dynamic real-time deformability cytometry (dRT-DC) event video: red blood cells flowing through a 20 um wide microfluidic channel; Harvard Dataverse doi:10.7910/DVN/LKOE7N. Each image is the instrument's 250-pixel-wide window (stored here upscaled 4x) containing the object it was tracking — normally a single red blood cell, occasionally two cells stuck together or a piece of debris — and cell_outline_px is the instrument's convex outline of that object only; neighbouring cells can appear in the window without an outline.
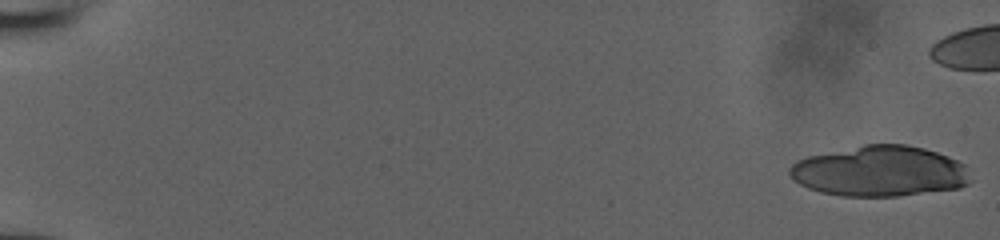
{"species": "human", "species_latin": "Homo sapiens", "temperature_condition": "room temperature", "stored_images_in_passage": 19, "camera_frame_rate_fps": 3000, "um_per_image_px": 0.085, "donor": {"sex": "male"}, "frame": {"image": 1, "passage_image": 1, "time_ms": 0.0, "image_size_px": [1000, 240], "cell_outline_px": [[972, 180], [968, 184], [960, 188], [896, 196], [844, 196], [820, 192], [808, 188], [792, 180], [788, 172], [788, 168], [796, 160], [808, 156], [864, 144], [908, 144], [924, 148], [948, 156], [964, 164]], "centroid_in_image_um": [74.76, 14.55], "position_along_channel_um": 10.2, "area_um2": 53.58}}